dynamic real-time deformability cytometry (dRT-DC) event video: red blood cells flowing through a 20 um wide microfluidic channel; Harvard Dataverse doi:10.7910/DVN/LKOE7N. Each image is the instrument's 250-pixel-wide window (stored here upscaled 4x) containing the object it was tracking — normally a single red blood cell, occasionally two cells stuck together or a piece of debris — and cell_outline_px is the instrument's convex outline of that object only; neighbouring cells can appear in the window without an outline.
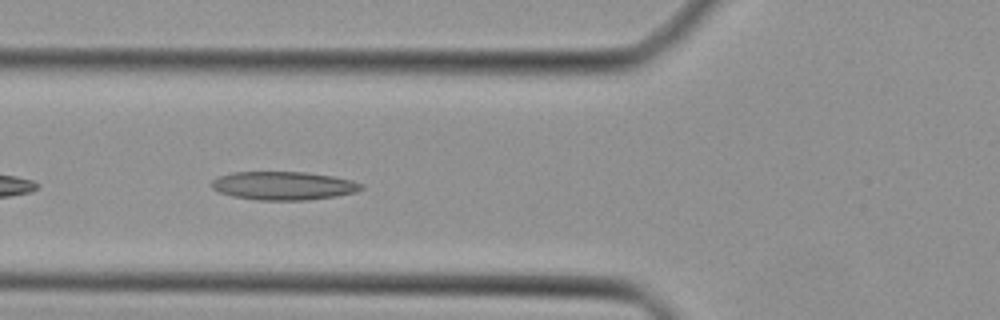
{"species": "Egyptian fruit bat (a non-hibernating species)", "species_latin": "Rousettus aegyptiacus", "temperature_condition": "cold", "stored_images_in_passage": 17, "camera_frame_rate_fps": 3000, "um_per_image_px": 0.085, "animal": {"sex": "female"}, "frame": {"image": 1, "passage_image": 3, "time_ms": 0.667, "image_size_px": [1000, 320], "cell_outline_px": [[364, 188], [356, 192], [336, 196], [308, 200], [260, 200], [232, 196], [220, 192], [212, 188], [212, 180], [220, 176], [232, 172], [308, 172], [332, 176], [352, 180], [364, 184]], "centroid_in_image_um": [24.14, 15.78], "position_along_channel_um": 101.7, "area_um2": 24.8}}
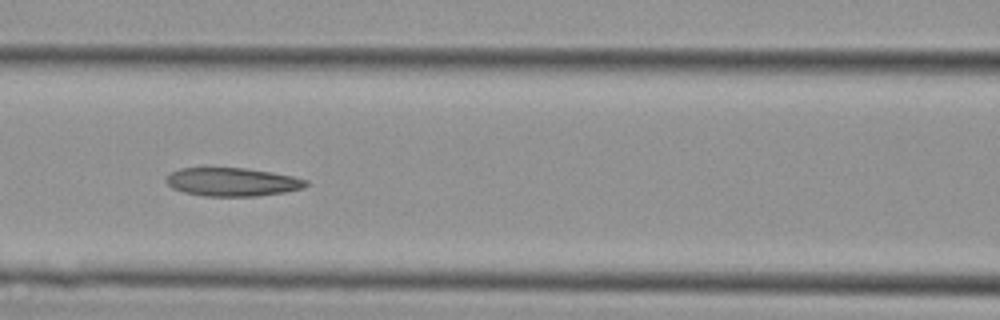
{"frame": {"image": 2, "passage_image": 6, "time_ms": 1.667, "image_size_px": [1000, 320], "cell_outline_px": [[308, 184], [304, 188], [284, 192], [256, 196], [204, 196], [184, 192], [172, 188], [164, 180], [172, 172], [180, 168], [244, 168], [272, 172], [292, 176], [308, 180]], "centroid_in_image_um": [19.75, 15.47], "position_along_channel_um": 146.8, "area_um2": 23.06}}
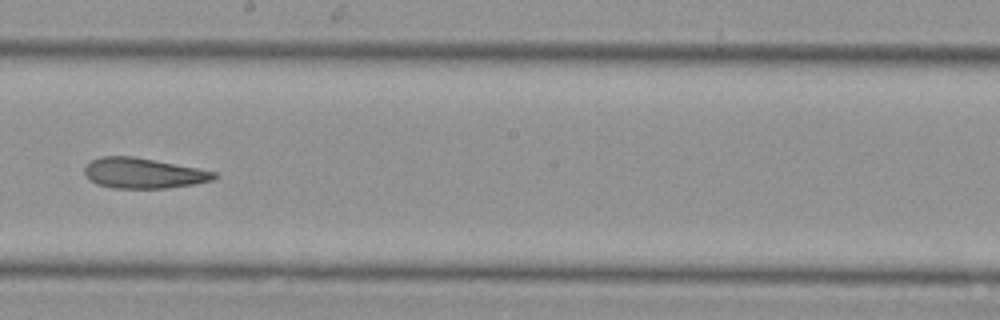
{"frame": {"image": 3, "passage_image": 12, "time_ms": 3.667, "image_size_px": [1000, 320], "cell_outline_px": [[220, 176], [212, 180], [192, 184], [168, 188], [116, 188], [96, 184], [88, 180], [84, 172], [84, 168], [92, 160], [100, 156], [136, 156], [216, 172]], "centroid_in_image_um": [12.16, 14.71], "position_along_channel_um": 236.0, "area_um2": 22.95}}